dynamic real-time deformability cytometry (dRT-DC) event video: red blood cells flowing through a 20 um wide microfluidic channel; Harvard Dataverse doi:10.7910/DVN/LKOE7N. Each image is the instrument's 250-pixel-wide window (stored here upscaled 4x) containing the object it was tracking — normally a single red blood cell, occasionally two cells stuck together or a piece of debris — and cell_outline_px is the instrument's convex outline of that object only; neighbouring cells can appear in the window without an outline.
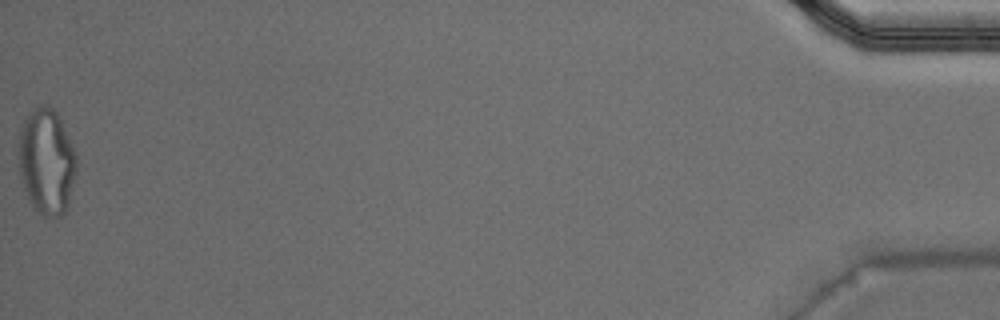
{"species": "Egyptian fruit bat (a non-hibernating species)", "species_latin": "Rousettus aegyptiacus", "temperature_condition": "warm", "stored_images_in_passage": 51, "camera_frame_rate_fps": 3000, "um_per_image_px": 0.085, "animal": {"sex": "male"}, "frame": {"image": 1, "passage_image": 51, "time_ms": 16.667, "image_size_px": [1000, 320], "cell_outline_px": [[76, 172], [68, 208], [60, 216], [44, 216], [36, 212], [24, 188], [20, 172], [16, 152], [16, 144], [20, 128], [24, 120], [40, 104], [44, 104], [52, 108], [60, 116], [72, 144], [76, 156]], "centroid_in_image_um": [3.94, 13.72], "position_along_channel_um": 431.3, "area_um2": 36.13}, "authors_computed_cell_mechanics": {"area_um2": 22.3686, "velocity_mm_per_s": 3.9352, "shape_relaxation_time_tau1_ms": null, "shape_relaxation_time_tau2_ms": 1.3829, "deformation_change_tau1": null, "deformation_change_tau2": 0.1076}}